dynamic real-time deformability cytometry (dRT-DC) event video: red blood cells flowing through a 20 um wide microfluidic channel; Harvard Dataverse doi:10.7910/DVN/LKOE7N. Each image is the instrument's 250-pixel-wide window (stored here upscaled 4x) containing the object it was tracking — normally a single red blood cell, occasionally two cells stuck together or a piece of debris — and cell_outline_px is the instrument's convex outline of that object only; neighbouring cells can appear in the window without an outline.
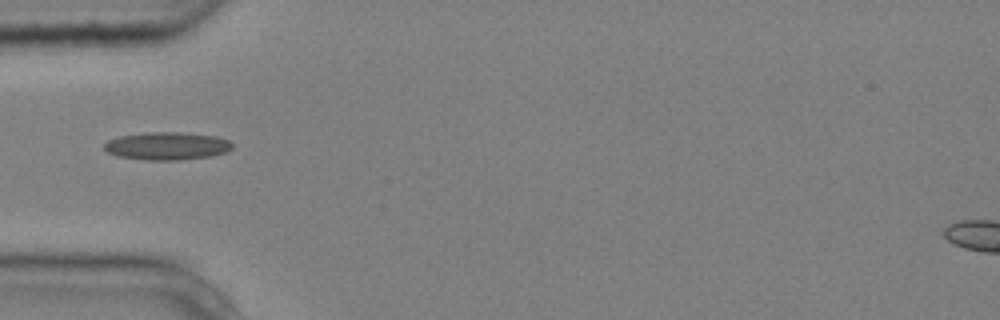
{"species": "common noctule bat (a hibernating species)", "species_latin": "Nyctalus noctula", "temperature_condition": "cold", "stored_images_in_passage": 1, "camera_frame_rate_fps": 3000, "um_per_image_px": 0.085, "animal": {"sex": "male", "body_mass_g": 20.4}, "frame": {"image": 1, "passage_image": 1, "time_ms": 0.0, "image_size_px": [1000, 320], "cell_outline_px": [[232, 148], [228, 152], [212, 156], [180, 160], [144, 160], [116, 156], [108, 152], [104, 148], [104, 144], [108, 140], [120, 136], [148, 132], [180, 132], [216, 136], [228, 140], [232, 144]], "centroid_in_image_um": [14.21, 12.41], "position_along_channel_um": 70.8, "area_um2": 20.87}}